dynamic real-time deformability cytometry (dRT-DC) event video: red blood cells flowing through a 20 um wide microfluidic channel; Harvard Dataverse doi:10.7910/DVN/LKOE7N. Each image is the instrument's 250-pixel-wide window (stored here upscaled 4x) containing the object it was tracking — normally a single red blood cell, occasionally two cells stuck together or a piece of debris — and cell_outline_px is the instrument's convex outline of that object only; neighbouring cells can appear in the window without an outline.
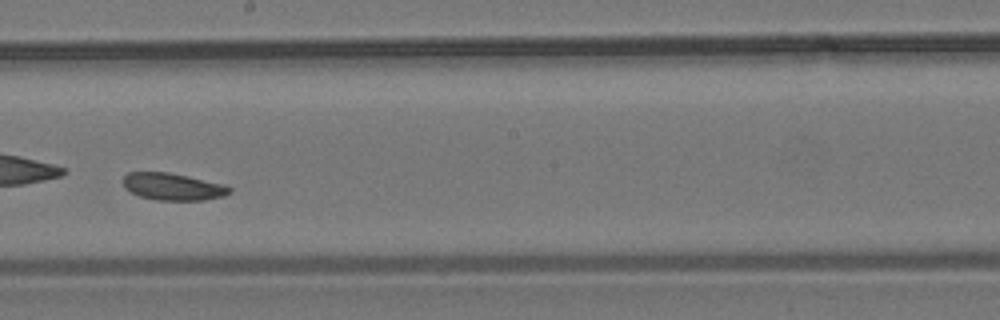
{"species": "common noctule bat (a hibernating species)", "species_latin": "Nyctalus noctula", "temperature_condition": "room temperature", "stored_images_in_passage": 15, "camera_frame_rate_fps": 3000, "um_per_image_px": 0.085, "animal": {"sex": "male", "body_mass_g": 19.2, "forearm_length_mm": 51.8}, "frame": {"image": 1, "passage_image": 9, "time_ms": 10.333, "image_size_px": [1000, 320], "cell_outline_px": [[232, 192], [224, 196], [204, 200], [156, 200], [140, 196], [124, 188], [124, 176], [128, 172], [168, 172], [188, 176], [224, 184], [232, 188]], "centroid_in_image_um": [14.72, 15.86], "position_along_channel_um": 233.5, "area_um2": 16.82}}
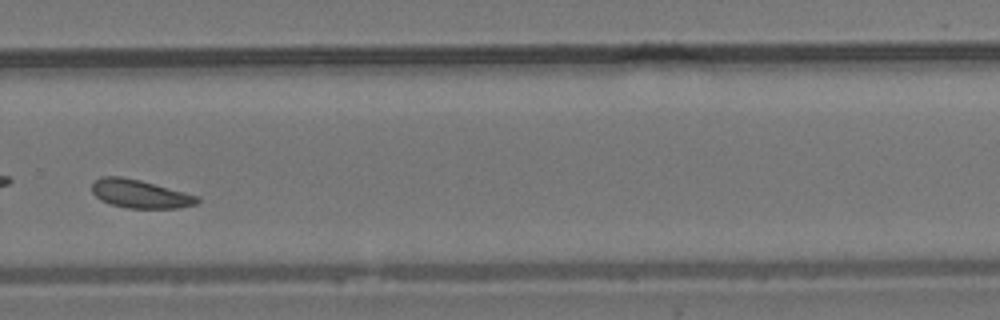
{"frame": {"image": 2, "passage_image": 11, "time_ms": 12.667, "image_size_px": [1000, 320], "cell_outline_px": [[200, 200], [196, 204], [180, 208], [128, 208], [112, 204], [100, 200], [92, 192], [92, 184], [100, 176], [120, 176], [140, 180], [200, 196]], "centroid_in_image_um": [11.92, 16.48], "position_along_channel_um": 317.9, "area_um2": 17.4}, "authors_computed_cell_mechanics": {"area_um2": 17.7446, "velocity_mm_per_s": 3.6105, "shape_relaxation_time_tau1_ms": 0.5949, "shape_relaxation_time_tau2_ms": null, "deformation_change_tau1": 0.179, "deformation_change_tau2": null}}